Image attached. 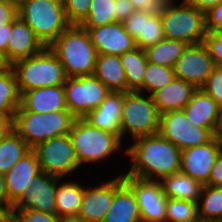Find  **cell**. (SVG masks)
I'll use <instances>...</instances> for the list:
<instances>
[{"label":"cell","instance_id":"cell-1","mask_svg":"<svg viewBox=\"0 0 222 222\" xmlns=\"http://www.w3.org/2000/svg\"><path fill=\"white\" fill-rule=\"evenodd\" d=\"M124 153L133 163L122 175L160 182L180 172L181 150L159 133L135 139Z\"/></svg>","mask_w":222,"mask_h":222},{"label":"cell","instance_id":"cell-2","mask_svg":"<svg viewBox=\"0 0 222 222\" xmlns=\"http://www.w3.org/2000/svg\"><path fill=\"white\" fill-rule=\"evenodd\" d=\"M49 48L62 64L67 78L93 75L97 51L89 32L81 25H70Z\"/></svg>","mask_w":222,"mask_h":222},{"label":"cell","instance_id":"cell-3","mask_svg":"<svg viewBox=\"0 0 222 222\" xmlns=\"http://www.w3.org/2000/svg\"><path fill=\"white\" fill-rule=\"evenodd\" d=\"M11 68L21 95L35 88L64 85L67 79L57 56L46 46L34 56L16 61Z\"/></svg>","mask_w":222,"mask_h":222},{"label":"cell","instance_id":"cell-4","mask_svg":"<svg viewBox=\"0 0 222 222\" xmlns=\"http://www.w3.org/2000/svg\"><path fill=\"white\" fill-rule=\"evenodd\" d=\"M75 119L69 110L49 114L16 111L13 130L33 149L50 138L68 134Z\"/></svg>","mask_w":222,"mask_h":222},{"label":"cell","instance_id":"cell-5","mask_svg":"<svg viewBox=\"0 0 222 222\" xmlns=\"http://www.w3.org/2000/svg\"><path fill=\"white\" fill-rule=\"evenodd\" d=\"M18 16L46 47L71 25L62 0H27L18 9Z\"/></svg>","mask_w":222,"mask_h":222},{"label":"cell","instance_id":"cell-6","mask_svg":"<svg viewBox=\"0 0 222 222\" xmlns=\"http://www.w3.org/2000/svg\"><path fill=\"white\" fill-rule=\"evenodd\" d=\"M69 136L79 165L98 162L111 157L121 148L117 134L91 126L83 118H76Z\"/></svg>","mask_w":222,"mask_h":222},{"label":"cell","instance_id":"cell-7","mask_svg":"<svg viewBox=\"0 0 222 222\" xmlns=\"http://www.w3.org/2000/svg\"><path fill=\"white\" fill-rule=\"evenodd\" d=\"M138 91L124 94L122 116L120 120L121 139L127 133L135 140L139 137L157 134L159 131L160 113L152 96H142Z\"/></svg>","mask_w":222,"mask_h":222},{"label":"cell","instance_id":"cell-8","mask_svg":"<svg viewBox=\"0 0 222 222\" xmlns=\"http://www.w3.org/2000/svg\"><path fill=\"white\" fill-rule=\"evenodd\" d=\"M164 38L179 40L188 45L204 42L207 34L205 13L190 6L184 0L173 2L161 16Z\"/></svg>","mask_w":222,"mask_h":222},{"label":"cell","instance_id":"cell-9","mask_svg":"<svg viewBox=\"0 0 222 222\" xmlns=\"http://www.w3.org/2000/svg\"><path fill=\"white\" fill-rule=\"evenodd\" d=\"M64 88L67 109L75 118L95 110L111 92L94 75L67 78Z\"/></svg>","mask_w":222,"mask_h":222},{"label":"cell","instance_id":"cell-10","mask_svg":"<svg viewBox=\"0 0 222 222\" xmlns=\"http://www.w3.org/2000/svg\"><path fill=\"white\" fill-rule=\"evenodd\" d=\"M42 173L63 179L80 167L68 134L53 137L35 148Z\"/></svg>","mask_w":222,"mask_h":222},{"label":"cell","instance_id":"cell-11","mask_svg":"<svg viewBox=\"0 0 222 222\" xmlns=\"http://www.w3.org/2000/svg\"><path fill=\"white\" fill-rule=\"evenodd\" d=\"M158 133L181 151L208 143L215 137L214 129L193 126L183 109L160 114Z\"/></svg>","mask_w":222,"mask_h":222},{"label":"cell","instance_id":"cell-12","mask_svg":"<svg viewBox=\"0 0 222 222\" xmlns=\"http://www.w3.org/2000/svg\"><path fill=\"white\" fill-rule=\"evenodd\" d=\"M123 179L136 196L142 222H165L167 197L160 182L129 175Z\"/></svg>","mask_w":222,"mask_h":222},{"label":"cell","instance_id":"cell-13","mask_svg":"<svg viewBox=\"0 0 222 222\" xmlns=\"http://www.w3.org/2000/svg\"><path fill=\"white\" fill-rule=\"evenodd\" d=\"M215 64L209 50L204 44L187 45L182 55L175 63V77L201 88L212 73Z\"/></svg>","mask_w":222,"mask_h":222},{"label":"cell","instance_id":"cell-14","mask_svg":"<svg viewBox=\"0 0 222 222\" xmlns=\"http://www.w3.org/2000/svg\"><path fill=\"white\" fill-rule=\"evenodd\" d=\"M222 151V140L214 137L208 143L181 151L180 171L206 185L211 169Z\"/></svg>","mask_w":222,"mask_h":222},{"label":"cell","instance_id":"cell-15","mask_svg":"<svg viewBox=\"0 0 222 222\" xmlns=\"http://www.w3.org/2000/svg\"><path fill=\"white\" fill-rule=\"evenodd\" d=\"M124 183L121 174L99 186L85 188L81 208L76 218L85 222H103L112 205L115 192Z\"/></svg>","mask_w":222,"mask_h":222},{"label":"cell","instance_id":"cell-16","mask_svg":"<svg viewBox=\"0 0 222 222\" xmlns=\"http://www.w3.org/2000/svg\"><path fill=\"white\" fill-rule=\"evenodd\" d=\"M62 180L56 176L40 173L35 177L34 183L24 194L12 205L13 212L21 210H36L54 214L56 213L55 192L57 182Z\"/></svg>","mask_w":222,"mask_h":222},{"label":"cell","instance_id":"cell-17","mask_svg":"<svg viewBox=\"0 0 222 222\" xmlns=\"http://www.w3.org/2000/svg\"><path fill=\"white\" fill-rule=\"evenodd\" d=\"M89 32L97 54L123 55L136 48L135 40L126 32L123 22H113L95 28H84Z\"/></svg>","mask_w":222,"mask_h":222},{"label":"cell","instance_id":"cell-18","mask_svg":"<svg viewBox=\"0 0 222 222\" xmlns=\"http://www.w3.org/2000/svg\"><path fill=\"white\" fill-rule=\"evenodd\" d=\"M41 173L37 155L31 149L4 175L8 195V206H12L20 198L25 189L34 183V179Z\"/></svg>","mask_w":222,"mask_h":222},{"label":"cell","instance_id":"cell-19","mask_svg":"<svg viewBox=\"0 0 222 222\" xmlns=\"http://www.w3.org/2000/svg\"><path fill=\"white\" fill-rule=\"evenodd\" d=\"M45 46L19 16L11 24L5 56L12 65L16 61L39 53Z\"/></svg>","mask_w":222,"mask_h":222},{"label":"cell","instance_id":"cell-20","mask_svg":"<svg viewBox=\"0 0 222 222\" xmlns=\"http://www.w3.org/2000/svg\"><path fill=\"white\" fill-rule=\"evenodd\" d=\"M60 110H68L64 85L40 87L24 92L21 95V105L17 109L43 114Z\"/></svg>","mask_w":222,"mask_h":222},{"label":"cell","instance_id":"cell-21","mask_svg":"<svg viewBox=\"0 0 222 222\" xmlns=\"http://www.w3.org/2000/svg\"><path fill=\"white\" fill-rule=\"evenodd\" d=\"M123 25L126 32L135 40L136 46L143 50L164 39L160 16H149L136 10Z\"/></svg>","mask_w":222,"mask_h":222},{"label":"cell","instance_id":"cell-22","mask_svg":"<svg viewBox=\"0 0 222 222\" xmlns=\"http://www.w3.org/2000/svg\"><path fill=\"white\" fill-rule=\"evenodd\" d=\"M125 92H110L105 100L83 119L91 126L117 134L121 138L120 120Z\"/></svg>","mask_w":222,"mask_h":222},{"label":"cell","instance_id":"cell-23","mask_svg":"<svg viewBox=\"0 0 222 222\" xmlns=\"http://www.w3.org/2000/svg\"><path fill=\"white\" fill-rule=\"evenodd\" d=\"M197 88L182 79L174 78L168 85L151 96L160 114L183 109L191 100Z\"/></svg>","mask_w":222,"mask_h":222},{"label":"cell","instance_id":"cell-24","mask_svg":"<svg viewBox=\"0 0 222 222\" xmlns=\"http://www.w3.org/2000/svg\"><path fill=\"white\" fill-rule=\"evenodd\" d=\"M219 105L202 88H197L183 108L188 121L200 128L215 129Z\"/></svg>","mask_w":222,"mask_h":222},{"label":"cell","instance_id":"cell-25","mask_svg":"<svg viewBox=\"0 0 222 222\" xmlns=\"http://www.w3.org/2000/svg\"><path fill=\"white\" fill-rule=\"evenodd\" d=\"M93 75L111 92H127L125 70L119 55L97 54Z\"/></svg>","mask_w":222,"mask_h":222},{"label":"cell","instance_id":"cell-26","mask_svg":"<svg viewBox=\"0 0 222 222\" xmlns=\"http://www.w3.org/2000/svg\"><path fill=\"white\" fill-rule=\"evenodd\" d=\"M103 222H142L136 196L126 183L115 192Z\"/></svg>","mask_w":222,"mask_h":222},{"label":"cell","instance_id":"cell-27","mask_svg":"<svg viewBox=\"0 0 222 222\" xmlns=\"http://www.w3.org/2000/svg\"><path fill=\"white\" fill-rule=\"evenodd\" d=\"M162 191L167 198L198 203L203 185L191 176L180 172L160 181Z\"/></svg>","mask_w":222,"mask_h":222},{"label":"cell","instance_id":"cell-28","mask_svg":"<svg viewBox=\"0 0 222 222\" xmlns=\"http://www.w3.org/2000/svg\"><path fill=\"white\" fill-rule=\"evenodd\" d=\"M56 187V214L63 220L79 214L85 188L78 182H66Z\"/></svg>","mask_w":222,"mask_h":222},{"label":"cell","instance_id":"cell-29","mask_svg":"<svg viewBox=\"0 0 222 222\" xmlns=\"http://www.w3.org/2000/svg\"><path fill=\"white\" fill-rule=\"evenodd\" d=\"M122 66L125 70V77L128 91L142 93V79L147 65L145 50L136 47L120 55Z\"/></svg>","mask_w":222,"mask_h":222},{"label":"cell","instance_id":"cell-30","mask_svg":"<svg viewBox=\"0 0 222 222\" xmlns=\"http://www.w3.org/2000/svg\"><path fill=\"white\" fill-rule=\"evenodd\" d=\"M187 45L179 40L164 38L145 49L147 61L155 65L173 68Z\"/></svg>","mask_w":222,"mask_h":222},{"label":"cell","instance_id":"cell-31","mask_svg":"<svg viewBox=\"0 0 222 222\" xmlns=\"http://www.w3.org/2000/svg\"><path fill=\"white\" fill-rule=\"evenodd\" d=\"M31 148L12 130L0 141V173L5 175Z\"/></svg>","mask_w":222,"mask_h":222},{"label":"cell","instance_id":"cell-32","mask_svg":"<svg viewBox=\"0 0 222 222\" xmlns=\"http://www.w3.org/2000/svg\"><path fill=\"white\" fill-rule=\"evenodd\" d=\"M197 209L200 221L222 222V187L203 185Z\"/></svg>","mask_w":222,"mask_h":222},{"label":"cell","instance_id":"cell-33","mask_svg":"<svg viewBox=\"0 0 222 222\" xmlns=\"http://www.w3.org/2000/svg\"><path fill=\"white\" fill-rule=\"evenodd\" d=\"M21 105V94L15 74L10 68L0 73V113H15Z\"/></svg>","mask_w":222,"mask_h":222},{"label":"cell","instance_id":"cell-34","mask_svg":"<svg viewBox=\"0 0 222 222\" xmlns=\"http://www.w3.org/2000/svg\"><path fill=\"white\" fill-rule=\"evenodd\" d=\"M174 78L175 73L172 67L147 62L142 79V93L147 91L149 95H152L155 91L168 85Z\"/></svg>","mask_w":222,"mask_h":222},{"label":"cell","instance_id":"cell-35","mask_svg":"<svg viewBox=\"0 0 222 222\" xmlns=\"http://www.w3.org/2000/svg\"><path fill=\"white\" fill-rule=\"evenodd\" d=\"M114 0H92L88 17L81 24L83 28H95L116 22Z\"/></svg>","mask_w":222,"mask_h":222},{"label":"cell","instance_id":"cell-36","mask_svg":"<svg viewBox=\"0 0 222 222\" xmlns=\"http://www.w3.org/2000/svg\"><path fill=\"white\" fill-rule=\"evenodd\" d=\"M197 203L167 198L165 222H198Z\"/></svg>","mask_w":222,"mask_h":222},{"label":"cell","instance_id":"cell-37","mask_svg":"<svg viewBox=\"0 0 222 222\" xmlns=\"http://www.w3.org/2000/svg\"><path fill=\"white\" fill-rule=\"evenodd\" d=\"M68 22L81 25L88 17L92 0H62Z\"/></svg>","mask_w":222,"mask_h":222},{"label":"cell","instance_id":"cell-38","mask_svg":"<svg viewBox=\"0 0 222 222\" xmlns=\"http://www.w3.org/2000/svg\"><path fill=\"white\" fill-rule=\"evenodd\" d=\"M135 10L145 12L149 16H162L174 0H130Z\"/></svg>","mask_w":222,"mask_h":222},{"label":"cell","instance_id":"cell-39","mask_svg":"<svg viewBox=\"0 0 222 222\" xmlns=\"http://www.w3.org/2000/svg\"><path fill=\"white\" fill-rule=\"evenodd\" d=\"M218 105L222 104V66L213 68L212 73L201 87Z\"/></svg>","mask_w":222,"mask_h":222},{"label":"cell","instance_id":"cell-40","mask_svg":"<svg viewBox=\"0 0 222 222\" xmlns=\"http://www.w3.org/2000/svg\"><path fill=\"white\" fill-rule=\"evenodd\" d=\"M14 222H62V219L56 213L51 214L28 209L16 211Z\"/></svg>","mask_w":222,"mask_h":222},{"label":"cell","instance_id":"cell-41","mask_svg":"<svg viewBox=\"0 0 222 222\" xmlns=\"http://www.w3.org/2000/svg\"><path fill=\"white\" fill-rule=\"evenodd\" d=\"M204 44L216 66H222V31H207Z\"/></svg>","mask_w":222,"mask_h":222},{"label":"cell","instance_id":"cell-42","mask_svg":"<svg viewBox=\"0 0 222 222\" xmlns=\"http://www.w3.org/2000/svg\"><path fill=\"white\" fill-rule=\"evenodd\" d=\"M206 30L222 31V1L205 13Z\"/></svg>","mask_w":222,"mask_h":222},{"label":"cell","instance_id":"cell-43","mask_svg":"<svg viewBox=\"0 0 222 222\" xmlns=\"http://www.w3.org/2000/svg\"><path fill=\"white\" fill-rule=\"evenodd\" d=\"M18 17V9L0 1V28H6V24H12Z\"/></svg>","mask_w":222,"mask_h":222},{"label":"cell","instance_id":"cell-44","mask_svg":"<svg viewBox=\"0 0 222 222\" xmlns=\"http://www.w3.org/2000/svg\"><path fill=\"white\" fill-rule=\"evenodd\" d=\"M114 2L116 3L115 16L118 22H124L136 11L130 0H114Z\"/></svg>","mask_w":222,"mask_h":222},{"label":"cell","instance_id":"cell-45","mask_svg":"<svg viewBox=\"0 0 222 222\" xmlns=\"http://www.w3.org/2000/svg\"><path fill=\"white\" fill-rule=\"evenodd\" d=\"M206 185L222 187V151L218 155L208 178Z\"/></svg>","mask_w":222,"mask_h":222},{"label":"cell","instance_id":"cell-46","mask_svg":"<svg viewBox=\"0 0 222 222\" xmlns=\"http://www.w3.org/2000/svg\"><path fill=\"white\" fill-rule=\"evenodd\" d=\"M15 113H0V141L13 130Z\"/></svg>","mask_w":222,"mask_h":222},{"label":"cell","instance_id":"cell-47","mask_svg":"<svg viewBox=\"0 0 222 222\" xmlns=\"http://www.w3.org/2000/svg\"><path fill=\"white\" fill-rule=\"evenodd\" d=\"M190 6L206 13L214 6L218 5L222 0H184Z\"/></svg>","mask_w":222,"mask_h":222},{"label":"cell","instance_id":"cell-48","mask_svg":"<svg viewBox=\"0 0 222 222\" xmlns=\"http://www.w3.org/2000/svg\"><path fill=\"white\" fill-rule=\"evenodd\" d=\"M11 33V24H6V28H0V51L7 52L8 38Z\"/></svg>","mask_w":222,"mask_h":222},{"label":"cell","instance_id":"cell-49","mask_svg":"<svg viewBox=\"0 0 222 222\" xmlns=\"http://www.w3.org/2000/svg\"><path fill=\"white\" fill-rule=\"evenodd\" d=\"M0 222H14L12 206L0 205Z\"/></svg>","mask_w":222,"mask_h":222},{"label":"cell","instance_id":"cell-50","mask_svg":"<svg viewBox=\"0 0 222 222\" xmlns=\"http://www.w3.org/2000/svg\"><path fill=\"white\" fill-rule=\"evenodd\" d=\"M0 205L8 206V195L5 183V176L0 173Z\"/></svg>","mask_w":222,"mask_h":222},{"label":"cell","instance_id":"cell-51","mask_svg":"<svg viewBox=\"0 0 222 222\" xmlns=\"http://www.w3.org/2000/svg\"><path fill=\"white\" fill-rule=\"evenodd\" d=\"M214 136L222 140V104L219 105Z\"/></svg>","mask_w":222,"mask_h":222},{"label":"cell","instance_id":"cell-52","mask_svg":"<svg viewBox=\"0 0 222 222\" xmlns=\"http://www.w3.org/2000/svg\"><path fill=\"white\" fill-rule=\"evenodd\" d=\"M11 68V64L8 62L5 53L0 51V73L7 71Z\"/></svg>","mask_w":222,"mask_h":222},{"label":"cell","instance_id":"cell-53","mask_svg":"<svg viewBox=\"0 0 222 222\" xmlns=\"http://www.w3.org/2000/svg\"><path fill=\"white\" fill-rule=\"evenodd\" d=\"M5 4L14 6L16 9H19L27 0H0Z\"/></svg>","mask_w":222,"mask_h":222},{"label":"cell","instance_id":"cell-54","mask_svg":"<svg viewBox=\"0 0 222 222\" xmlns=\"http://www.w3.org/2000/svg\"><path fill=\"white\" fill-rule=\"evenodd\" d=\"M62 222H85V221L80 220L78 218H69V219H63Z\"/></svg>","mask_w":222,"mask_h":222}]
</instances>
